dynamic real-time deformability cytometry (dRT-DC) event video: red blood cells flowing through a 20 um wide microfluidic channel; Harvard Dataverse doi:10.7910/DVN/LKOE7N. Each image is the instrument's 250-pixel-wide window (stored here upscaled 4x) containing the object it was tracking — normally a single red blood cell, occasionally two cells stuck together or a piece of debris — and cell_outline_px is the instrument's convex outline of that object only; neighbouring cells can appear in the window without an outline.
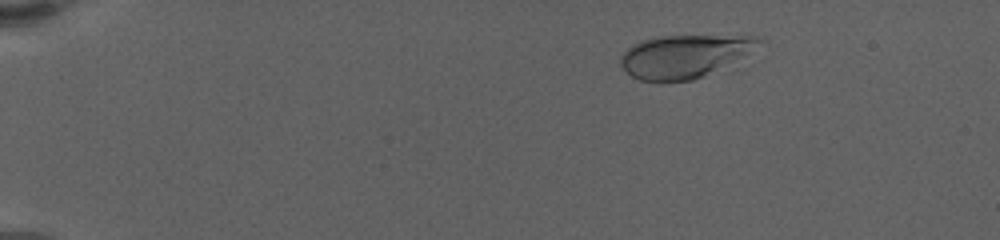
{"species": "human", "species_latin": "Homo sapiens", "temperature_condition": "warm", "stored_images_in_passage": 63, "camera_frame_rate_fps": 3000, "um_per_image_px": 0.085, "donor": {"sex": "female"}, "frame": {"image": 1, "passage_image": 10, "time_ms": 3.0, "image_size_px": [1000, 240], "cell_outline_px": [[764, 40], [748, 52], [692, 80], [640, 80], [632, 76], [620, 64], [620, 56], [628, 48], [640, 40], [660, 36], [752, 36]], "centroid_in_image_um": [58.06, 4.74], "position_along_channel_um": 26.9, "area_um2": 33.12}}
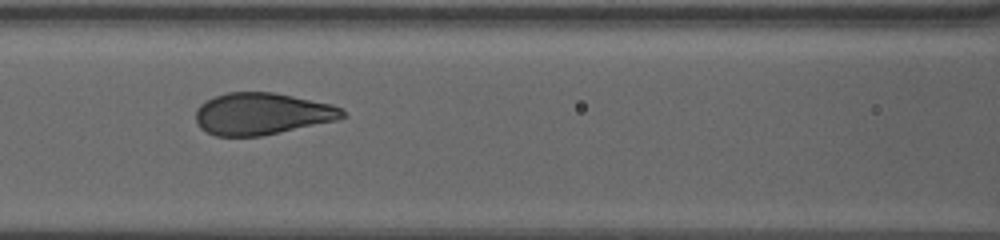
{"frame": {"image": 2, "passage_image": 30, "time_ms": 9.667, "image_size_px": [1000, 240], "cell_outline_px": [[348, 116], [336, 120], [260, 136], [216, 136], [200, 128], [196, 120], [196, 108], [204, 100], [228, 92], [272, 92], [332, 104], [340, 108]], "centroid_in_image_um": [22.24, 9.66], "position_along_channel_um": 144.4, "area_um2": 35.6}}
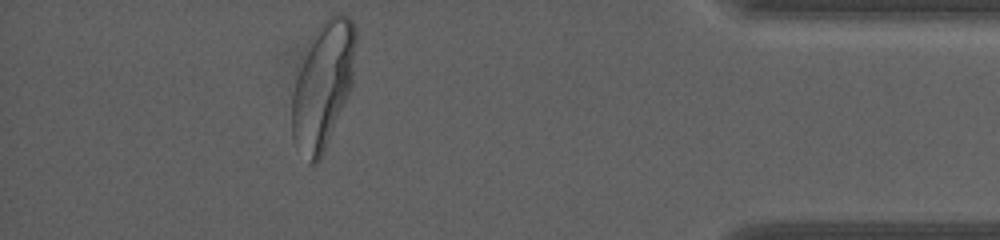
{"frame": {"image": 3, "passage_image": 57, "time_ms": 18.667, "image_size_px": [1000, 240], "cell_outline_px": [[356, 44], [352, 88], [324, 152], [320, 160], [316, 164], [308, 164], [292, 140], [292, 96], [296, 80], [300, 68], [312, 36], [324, 20], [328, 16], [336, 12], [340, 12], [348, 16], [352, 20], [356, 28]], "centroid_in_image_um": [27.48, 7.26], "position_along_channel_um": 407.7, "area_um2": 47.11}, "authors_computed_cell_mechanics": {"area_um2": 36.6452, "velocity_mm_per_s": 3.3453, "shape_relaxation_time_tau1_ms": 3.3846, "shape_relaxation_time_tau2_ms": null, "deformation_change_tau1": 0.1856, "deformation_change_tau2": null}}